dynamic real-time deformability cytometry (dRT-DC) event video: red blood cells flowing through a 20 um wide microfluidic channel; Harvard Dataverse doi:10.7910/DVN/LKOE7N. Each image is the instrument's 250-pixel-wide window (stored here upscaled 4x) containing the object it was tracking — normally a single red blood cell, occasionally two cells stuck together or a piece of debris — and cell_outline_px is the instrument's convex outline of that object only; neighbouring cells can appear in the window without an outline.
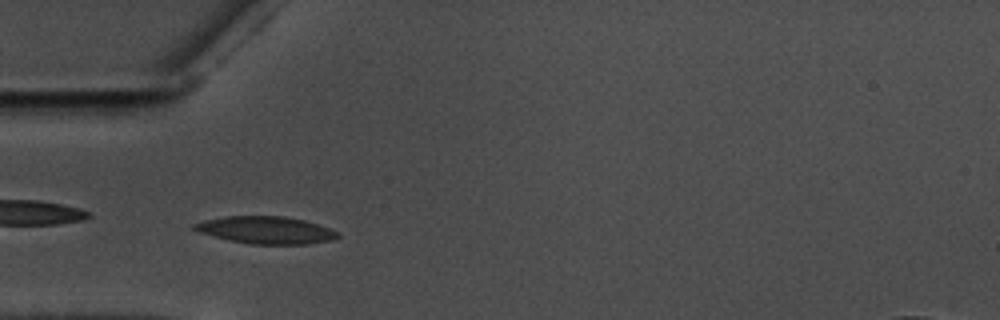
{"species": "common noctule bat (a hibernating species)", "species_latin": "Nyctalus noctula", "temperature_condition": "warm", "stored_images_in_passage": 37, "camera_frame_rate_fps": 3000, "um_per_image_px": 0.085, "animal": {"sex": "male", "body_mass_g": 17.5, "forearm_length_mm": 52.3}, "frame": {"image": 1, "passage_image": 2, "time_ms": 0.333, "image_size_px": [1000, 320], "cell_outline_px": [[340, 236], [336, 240], [308, 244], [252, 244], [228, 240], [200, 232], [192, 228], [192, 224], [204, 220], [224, 216], [284, 216], [304, 220], [340, 232]], "centroid_in_image_um": [22.63, 19.56], "position_along_channel_um": 62.4, "area_um2": 22.89}}
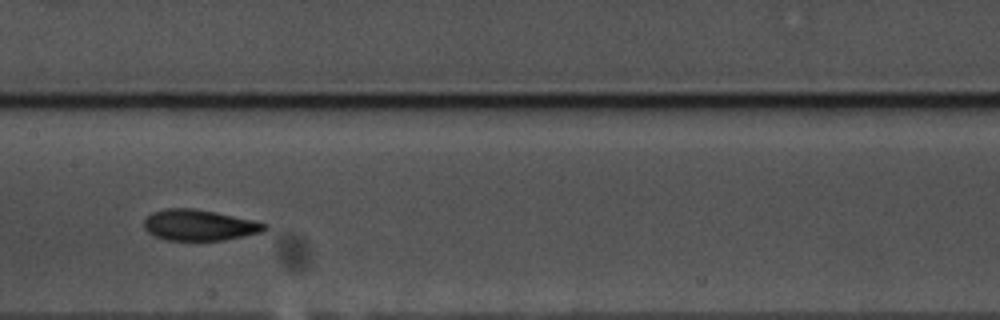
{"frame": {"image": 2, "passage_image": 13, "time_ms": 4.0, "image_size_px": [1000, 320], "cell_outline_px": [[268, 228], [260, 232], [224, 240], [168, 240], [156, 236], [148, 232], [144, 228], [144, 220], [152, 212], [164, 208], [196, 208], [216, 212], [252, 220], [268, 224]], "centroid_in_image_um": [16.92, 19.12], "position_along_channel_um": 190.5, "area_um2": 21.62}}
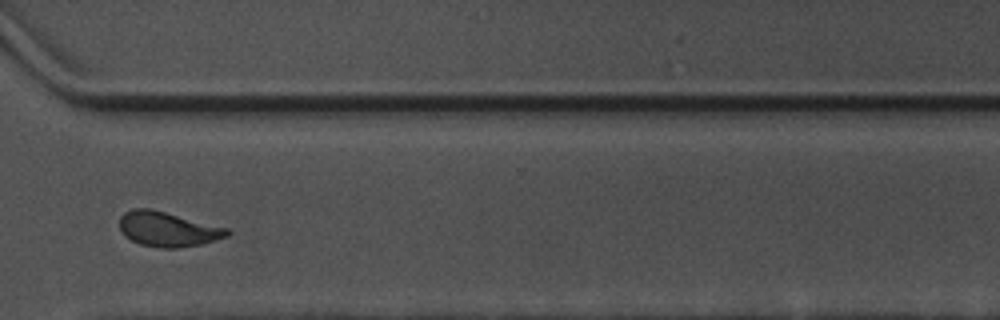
{"frame": {"image": 3, "passage_image": 27, "time_ms": 8.667, "image_size_px": [1000, 320], "cell_outline_px": [[232, 232], [228, 236], [216, 240], [200, 244], [176, 248], [160, 248], [140, 244], [124, 236], [120, 232], [120, 216], [124, 212], [132, 208], [152, 208], [228, 228]], "centroid_in_image_um": [14.25, 19.47], "position_along_channel_um": 356.3, "area_um2": 22.02}, "authors_computed_cell_mechanics": {"area_um2": 21.6172, "velocity_mm_per_s": 3.5429, "shape_relaxation_time_tau1_ms": 4.5944, "shape_relaxation_time_tau2_ms": 2.8468, "deformation_change_tau1": 0.148, "deformation_change_tau2": 0.0917}}